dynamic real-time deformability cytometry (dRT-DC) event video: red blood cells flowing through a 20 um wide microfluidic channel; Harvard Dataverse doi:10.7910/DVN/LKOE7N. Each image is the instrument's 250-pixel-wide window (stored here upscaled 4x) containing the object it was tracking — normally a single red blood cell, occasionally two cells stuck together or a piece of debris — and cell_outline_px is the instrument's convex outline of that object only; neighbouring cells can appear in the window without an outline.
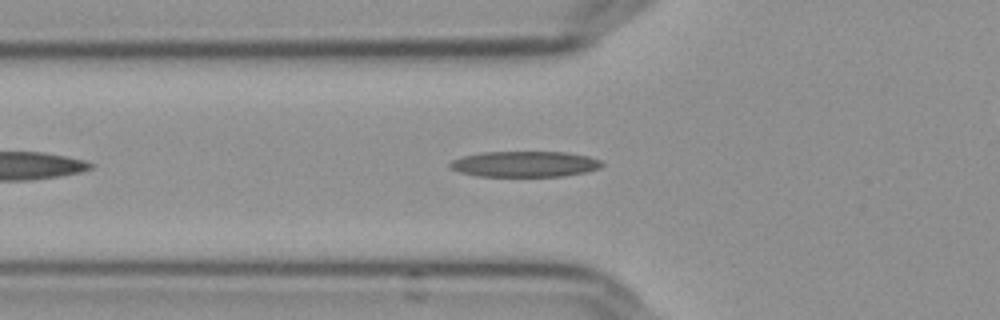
{"species": "Egyptian fruit bat (a non-hibernating species)", "species_latin": "Rousettus aegyptiacus", "temperature_condition": "cold", "stored_images_in_passage": 40, "camera_frame_rate_fps": 3000, "um_per_image_px": 0.085, "frame": {"image": 1, "passage_image": 7, "time_ms": 2.0, "image_size_px": [1000, 320], "cell_outline_px": [[604, 164], [600, 168], [588, 172], [564, 176], [476, 176], [460, 172], [448, 168], [448, 164], [452, 160], [464, 156], [480, 152], [564, 152], [588, 156], [600, 160]], "centroid_in_image_um": [44.6, 13.95], "position_along_channel_um": 81.2, "area_um2": 22.95}}
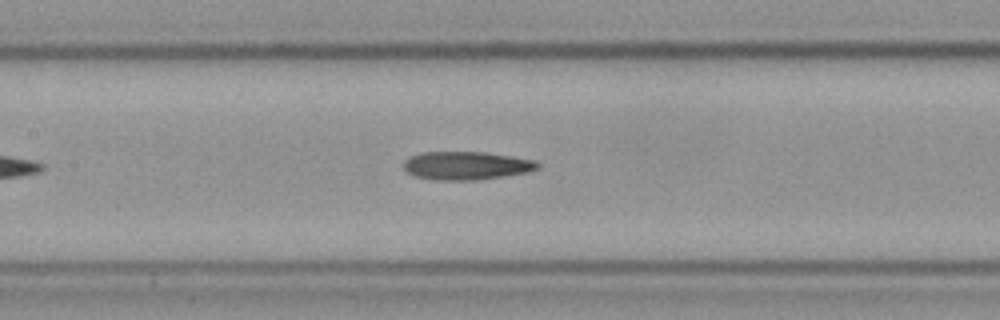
{"frame": {"image": 2, "passage_image": 14, "time_ms": 4.333, "image_size_px": [1000, 320], "cell_outline_px": [[540, 168], [528, 172], [504, 176], [476, 180], [432, 180], [416, 176], [408, 172], [404, 168], [404, 160], [412, 156], [424, 152], [484, 152], [512, 156], [536, 160], [540, 164]], "centroid_in_image_um": [39.68, 14.08], "position_along_channel_um": 167.7, "area_um2": 22.08}}
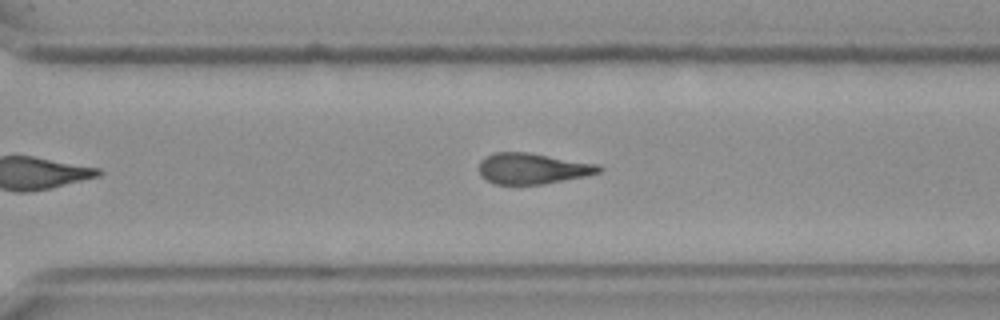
{"frame": {"image": 3, "passage_image": 27, "time_ms": 8.667, "image_size_px": [1000, 320], "cell_outline_px": [[604, 168], [600, 172], [584, 176], [544, 184], [496, 184], [480, 176], [480, 160], [484, 156], [492, 152], [528, 152], [600, 164]], "centroid_in_image_um": [45.27, 14.31], "position_along_channel_um": 325.3, "area_um2": 21.68}, "authors_computed_cell_mechanics": {"area_um2": 21.8773, "velocity_mm_per_s": 3.6531, "shape_relaxation_time_tau1_ms": 9.8965, "shape_relaxation_time_tau2_ms": 6.0379, "deformation_change_tau1": 0.2527, "deformation_change_tau2": 0.1911}}